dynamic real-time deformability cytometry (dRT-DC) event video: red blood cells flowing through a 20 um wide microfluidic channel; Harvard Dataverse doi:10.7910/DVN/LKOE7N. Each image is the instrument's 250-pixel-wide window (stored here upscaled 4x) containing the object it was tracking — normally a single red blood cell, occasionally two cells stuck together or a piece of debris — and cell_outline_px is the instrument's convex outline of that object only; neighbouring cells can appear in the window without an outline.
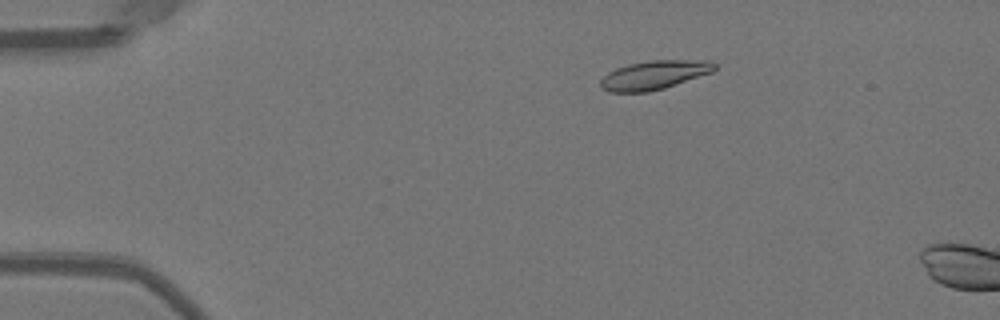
{"species": "Egyptian fruit bat (a non-hibernating species)", "species_latin": "Rousettus aegyptiacus", "temperature_condition": "warm", "stored_images_in_passage": 13, "camera_frame_rate_fps": 3000, "um_per_image_px": 0.085, "animal": {"sex": "female"}, "frame": {"image": 1, "passage_image": 10, "time_ms": 3.0, "image_size_px": [1000, 320], "cell_outline_px": [[716, 68], [712, 72], [664, 88], [648, 92], [608, 92], [600, 88], [600, 80], [608, 72], [616, 68], [628, 64], [648, 60], [708, 60], [716, 64]], "centroid_in_image_um": [55.58, 6.37], "position_along_channel_um": 29.4, "area_um2": 19.25}}